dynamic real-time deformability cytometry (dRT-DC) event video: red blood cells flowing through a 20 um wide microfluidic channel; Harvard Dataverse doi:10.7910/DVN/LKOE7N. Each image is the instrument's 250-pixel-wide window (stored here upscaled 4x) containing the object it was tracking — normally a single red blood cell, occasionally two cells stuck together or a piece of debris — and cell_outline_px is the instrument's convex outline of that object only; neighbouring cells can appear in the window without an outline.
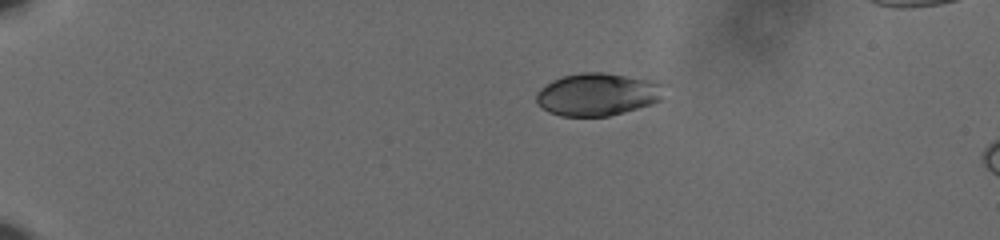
{"species": "human", "species_latin": "Homo sapiens", "temperature_condition": "cold", "stored_images_in_passage": 47, "camera_frame_rate_fps": 3000, "um_per_image_px": 0.085, "donor": {"sex": "male"}, "frame": {"image": 1, "passage_image": 1, "time_ms": 0.0, "image_size_px": [1000, 240], "cell_outline_px": [[668, 84], [660, 100], [652, 104], [624, 112], [608, 116], [560, 116], [548, 112], [536, 104], [536, 92], [540, 88], [564, 76], [580, 72], [604, 72], [656, 80]], "centroid_in_image_um": [50.85, 8.01], "position_along_channel_um": 34.1, "area_um2": 32.19}}
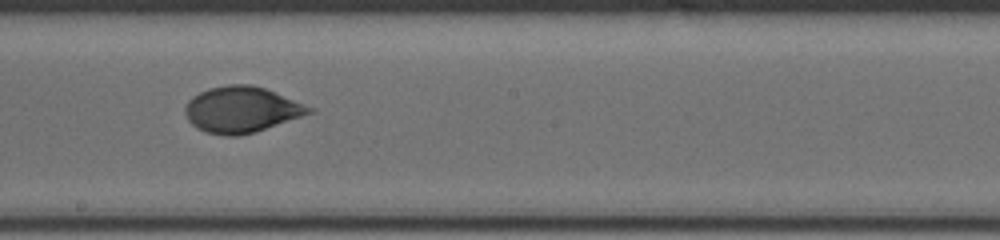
{"frame": {"image": 2, "passage_image": 24, "time_ms": 7.667, "image_size_px": [1000, 240], "cell_outline_px": [[316, 112], [256, 132], [236, 136], [224, 136], [204, 132], [196, 128], [188, 120], [184, 112], [184, 108], [188, 100], [192, 96], [208, 88], [228, 84], [252, 84], [264, 88], [316, 108]], "centroid_in_image_um": [20.54, 9.32], "position_along_channel_um": 227.7, "area_um2": 33.7}}
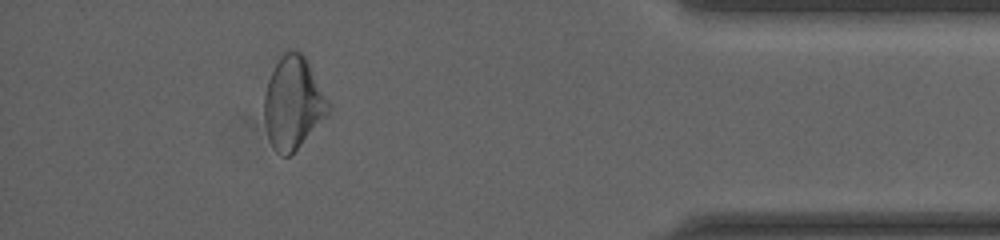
{"frame": {"image": 3, "passage_image": 42, "time_ms": 13.667, "image_size_px": [1000, 240], "cell_outline_px": [[332, 108], [328, 116], [288, 156], [284, 156], [276, 152], [268, 136], [264, 120], [264, 96], [268, 80], [280, 56], [284, 52], [300, 52], [304, 56], [332, 104]], "centroid_in_image_um": [24.94, 8.76], "position_along_channel_um": 410.3, "area_um2": 34.22}, "authors_computed_cell_mechanics": {"area_um2": 32.7148, "velocity_mm_per_s": 3.6251, "shape_relaxation_time_tau1_ms": 9.069, "shape_relaxation_time_tau2_ms": 0.9981, "deformation_change_tau1": 0.1435, "deformation_change_tau2": 0.0419}}